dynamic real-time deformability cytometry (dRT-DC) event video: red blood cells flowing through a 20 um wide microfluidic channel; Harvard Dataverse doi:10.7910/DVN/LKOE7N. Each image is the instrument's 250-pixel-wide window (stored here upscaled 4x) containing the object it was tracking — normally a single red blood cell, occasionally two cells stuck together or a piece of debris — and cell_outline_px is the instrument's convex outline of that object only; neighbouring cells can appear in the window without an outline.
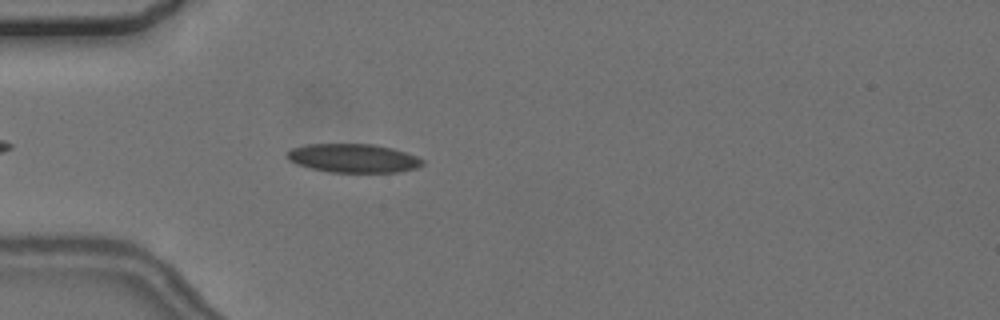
{"species": "common noctule bat (a hibernating species)", "species_latin": "Nyctalus noctula", "temperature_condition": "cold", "stored_images_in_passage": 4, "camera_frame_rate_fps": 3000, "um_per_image_px": 0.085, "animal": {"sex": "female", "body_mass_g": 24.6, "forearm_length_mm": 56.2}, "frame": {"image": 1, "passage_image": 4, "time_ms": 4.333, "image_size_px": [1000, 320], "cell_outline_px": [[424, 164], [416, 168], [400, 172], [328, 172], [312, 168], [288, 160], [288, 152], [292, 148], [308, 144], [376, 144], [392, 148], [416, 156], [424, 160]], "centroid_in_image_um": [30.07, 13.44], "position_along_channel_um": 54.9, "area_um2": 22.48}}